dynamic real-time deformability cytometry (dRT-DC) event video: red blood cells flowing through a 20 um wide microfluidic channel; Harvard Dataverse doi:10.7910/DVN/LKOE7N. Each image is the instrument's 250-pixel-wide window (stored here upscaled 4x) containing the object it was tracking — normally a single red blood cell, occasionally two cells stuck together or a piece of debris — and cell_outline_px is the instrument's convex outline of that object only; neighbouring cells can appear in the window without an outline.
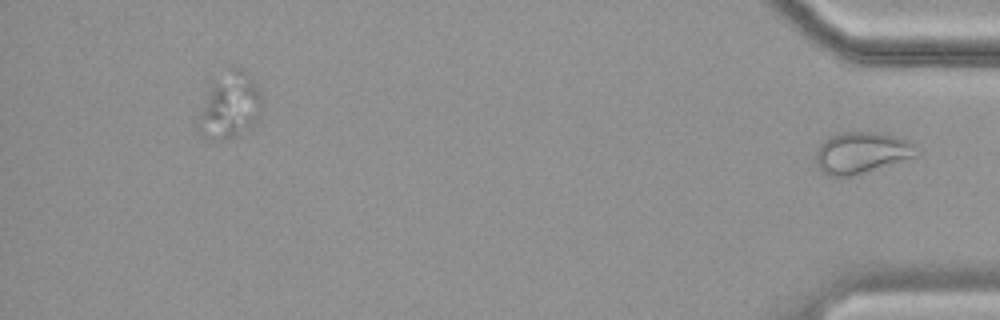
{"species": "common noctule bat (a hibernating species)", "species_latin": "Nyctalus noctula", "temperature_condition": "cold", "stored_images_in_passage": 40, "segment_of_instrument_passage": [2, 2], "camera_frame_rate_fps": 3000, "um_per_image_px": 0.085, "animal": {"sex": "female", "body_mass_g": 19.9}, "frame": {"image": 1, "passage_image": 40, "time_ms": 13.0, "image_size_px": [1000, 320], "cell_outline_px": [[920, 156], [852, 176], [828, 176], [820, 172], [816, 164], [816, 148], [828, 136], [840, 132], [880, 132], [908, 140], [916, 144], [920, 152]], "centroid_in_image_um": [73.26, 12.98], "position_along_channel_um": 361.9, "area_um2": 24.91}}